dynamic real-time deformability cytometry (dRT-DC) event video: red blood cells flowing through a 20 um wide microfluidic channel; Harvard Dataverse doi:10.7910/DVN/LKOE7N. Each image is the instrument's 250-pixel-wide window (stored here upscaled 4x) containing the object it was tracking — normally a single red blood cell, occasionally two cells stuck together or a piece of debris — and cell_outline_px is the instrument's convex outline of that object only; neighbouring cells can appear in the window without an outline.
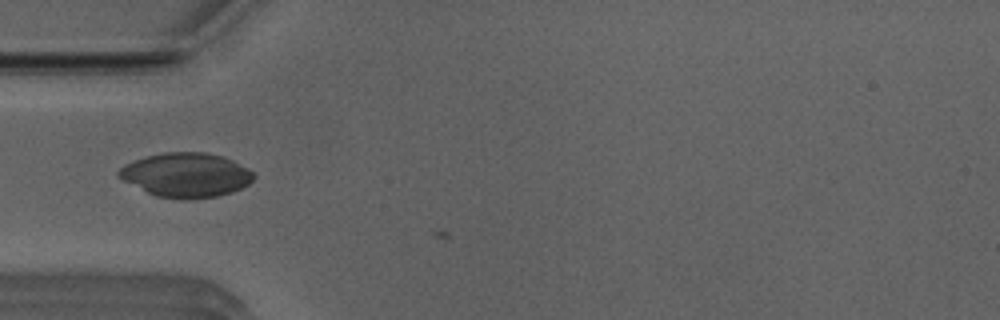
{"species": "Egyptian fruit bat (a non-hibernating species)", "species_latin": "Rousettus aegyptiacus", "temperature_condition": "room temperature", "stored_images_in_passage": 3, "camera_frame_rate_fps": 3000, "um_per_image_px": 0.085, "animal": {"sex": "male"}, "frame": {"image": 1, "passage_image": 2, "time_ms": 0.333, "image_size_px": [1000, 320], "cell_outline_px": [[256, 176], [248, 184], [232, 192], [216, 196], [188, 200], [180, 200], [156, 196], [116, 176], [116, 172], [124, 164], [148, 156], [164, 152], [204, 152], [224, 156], [248, 168]], "centroid_in_image_um": [15.82, 14.88], "position_along_channel_um": 69.2, "area_um2": 34.8}}